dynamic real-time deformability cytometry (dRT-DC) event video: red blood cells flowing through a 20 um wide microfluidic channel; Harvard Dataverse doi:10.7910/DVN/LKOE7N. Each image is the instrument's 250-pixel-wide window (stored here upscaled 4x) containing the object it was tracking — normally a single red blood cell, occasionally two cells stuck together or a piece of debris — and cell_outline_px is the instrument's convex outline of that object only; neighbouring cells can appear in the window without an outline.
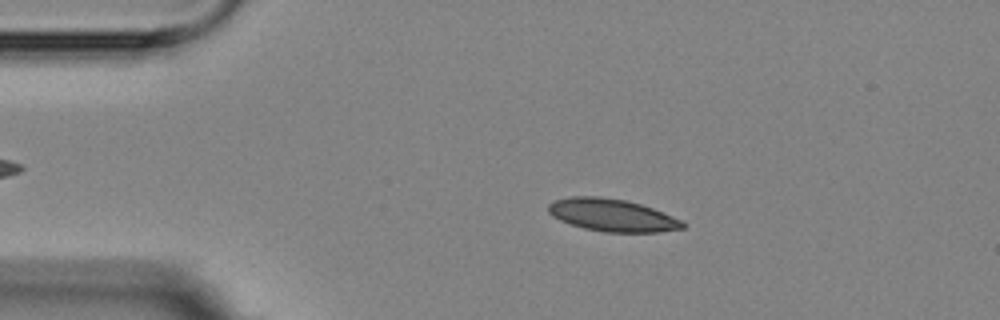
{"species": "Egyptian fruit bat (a non-hibernating species)", "species_latin": "Rousettus aegyptiacus", "temperature_condition": "room temperature", "stored_images_in_passage": 6, "camera_frame_rate_fps": 3000, "um_per_image_px": 0.085, "animal": {"sex": "female"}, "frame": {"image": 1, "passage_image": 2, "time_ms": 1.333, "image_size_px": [1000, 320], "cell_outline_px": [[688, 224], [684, 228], [660, 232], [604, 232], [584, 228], [560, 220], [552, 216], [548, 212], [548, 204], [552, 200], [572, 196], [600, 196], [628, 200], [652, 208], [672, 216]], "centroid_in_image_um": [52.02, 18.28], "position_along_channel_um": 33.0, "area_um2": 25.55}}
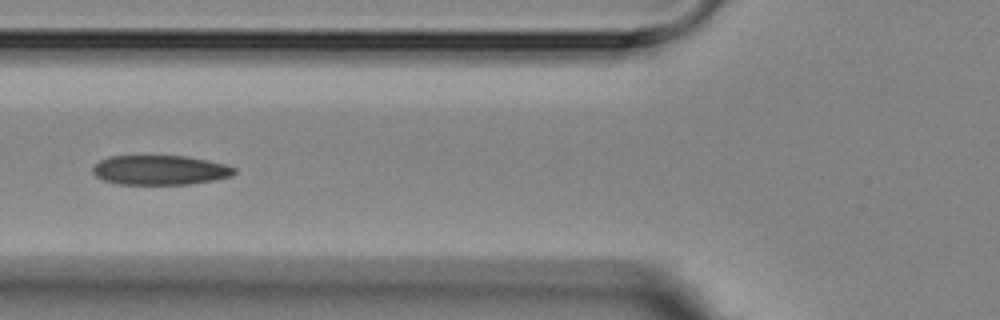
{"frame": {"image": 2, "passage_image": 5, "time_ms": 4.667, "image_size_px": [1000, 320], "cell_outline_px": [[236, 172], [232, 176], [216, 180], [188, 184], [116, 184], [104, 180], [96, 176], [92, 172], [92, 168], [100, 160], [108, 156], [188, 156], [208, 160], [224, 164], [236, 168]], "centroid_in_image_um": [13.62, 14.45], "position_along_channel_um": 112.2, "area_um2": 24.51}}
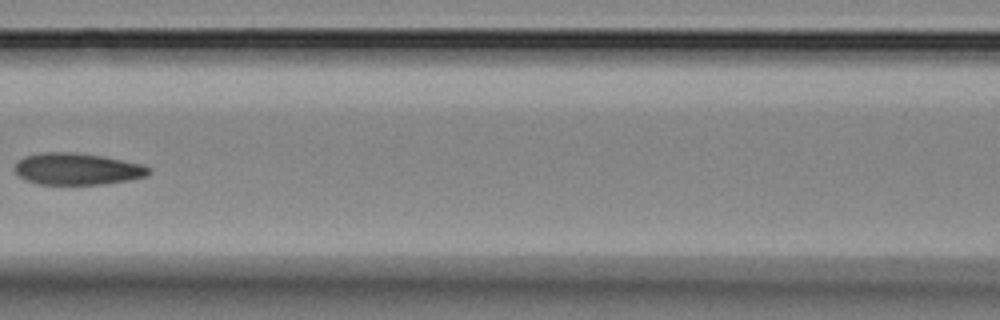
{"frame": {"image": 3, "passage_image": 6, "time_ms": 6.0, "image_size_px": [1000, 320], "cell_outline_px": [[152, 172], [148, 176], [128, 180], [104, 184], [40, 184], [28, 180], [20, 176], [16, 172], [16, 160], [24, 156], [40, 152], [76, 152], [104, 156], [144, 164], [152, 168]], "centroid_in_image_um": [6.62, 14.34], "position_along_channel_um": 160.0, "area_um2": 25.03}}